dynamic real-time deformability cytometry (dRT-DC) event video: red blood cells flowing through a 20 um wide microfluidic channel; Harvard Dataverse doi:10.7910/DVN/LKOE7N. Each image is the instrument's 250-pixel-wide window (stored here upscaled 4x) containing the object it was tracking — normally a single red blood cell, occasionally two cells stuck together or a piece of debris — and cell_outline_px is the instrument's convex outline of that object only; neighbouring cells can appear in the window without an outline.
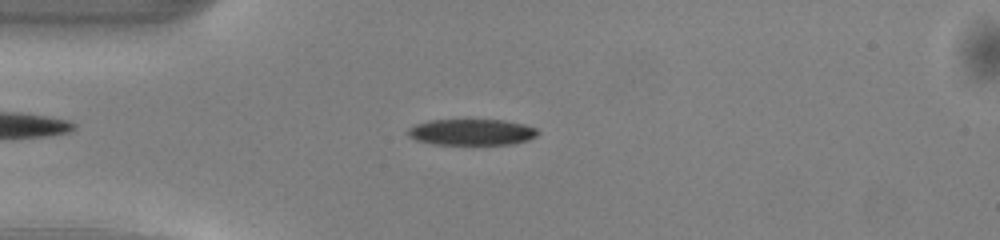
{"species": "common noctule bat (a hibernating species)", "species_latin": "Nyctalus noctula", "temperature_condition": "warm", "stored_images_in_passage": 40, "camera_frame_rate_fps": 3000, "um_per_image_px": 0.085, "animal": {"sex": "male", "body_mass_g": 13.0, "forearm_length_mm": 53.1}, "frame": {"image": 1, "passage_image": 6, "time_ms": 1.667, "image_size_px": [1000, 240], "cell_outline_px": [[540, 132], [536, 136], [528, 140], [512, 144], [436, 144], [416, 140], [408, 136], [408, 128], [416, 124], [428, 120], [504, 120], [524, 124], [536, 128]], "centroid_in_image_um": [40.1, 11.22], "position_along_channel_um": 44.9, "area_um2": 19.77}}
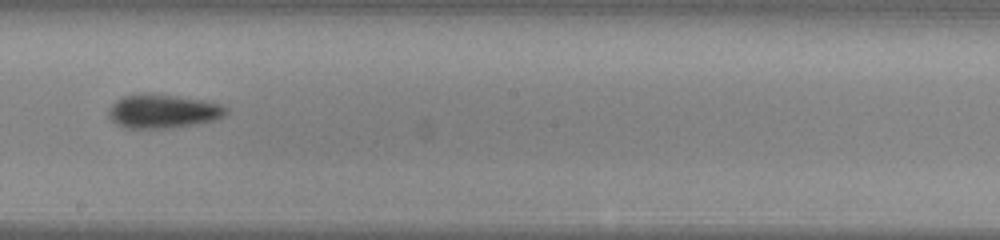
{"frame": {"image": 2, "passage_image": 21, "time_ms": 6.667, "image_size_px": [1000, 240], "cell_outline_px": [[228, 112], [224, 116], [216, 120], [196, 124], [172, 128], [124, 128], [116, 124], [108, 116], [108, 108], [116, 100], [124, 96], [140, 92], [148, 92], [208, 100], [220, 104], [228, 108]], "centroid_in_image_um": [13.86, 9.44], "position_along_channel_um": 234.3, "area_um2": 23.76}}
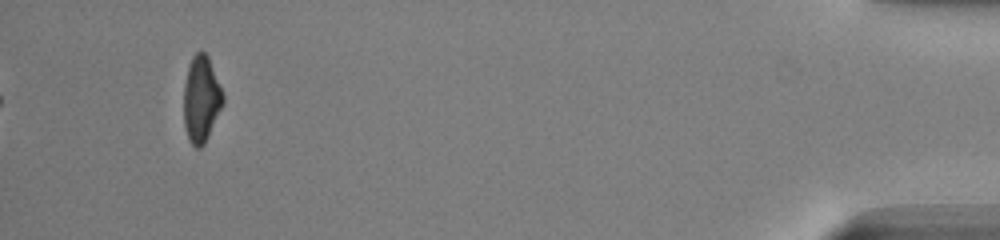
{"frame": {"image": 3, "passage_image": 40, "time_ms": 13.0, "image_size_px": [1000, 240], "cell_outline_px": [[224, 104], [204, 144], [200, 148], [196, 148], [188, 140], [184, 124], [184, 84], [188, 64], [192, 56], [196, 52], [204, 52], [208, 56], [224, 96]], "centroid_in_image_um": [17.1, 8.43], "position_along_channel_um": 418.1, "area_um2": 19.77}, "authors_computed_cell_mechanics": {"area_um2": 21.1259, "velocity_mm_per_s": 4.1479, "shape_relaxation_time_tau1_ms": 3.3157, "shape_relaxation_time_tau2_ms": null, "deformation_change_tau1": 0.1301, "deformation_change_tau2": null}}